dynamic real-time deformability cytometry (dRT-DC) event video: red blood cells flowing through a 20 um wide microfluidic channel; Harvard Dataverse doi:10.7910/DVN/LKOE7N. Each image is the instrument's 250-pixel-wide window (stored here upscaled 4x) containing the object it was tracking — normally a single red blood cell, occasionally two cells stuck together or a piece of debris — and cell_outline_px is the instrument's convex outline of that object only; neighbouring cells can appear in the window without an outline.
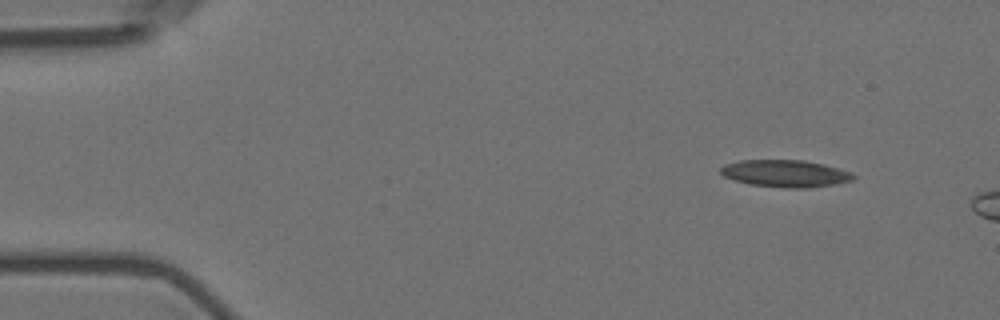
{"species": "Egyptian fruit bat (a non-hibernating species)", "species_latin": "Rousettus aegyptiacus", "temperature_condition": "room temperature", "stored_images_in_passage": 3, "camera_frame_rate_fps": 3000, "um_per_image_px": 0.085, "animal": {"sex": "female"}, "frame": {"image": 1, "passage_image": 1, "time_ms": 0.0, "image_size_px": [1000, 320], "cell_outline_px": [[856, 176], [852, 180], [836, 184], [812, 188], [784, 188], [752, 184], [732, 180], [724, 176], [720, 172], [720, 168], [724, 164], [740, 160], [804, 160], [824, 164], [848, 172]], "centroid_in_image_um": [66.72, 14.75], "position_along_channel_um": 18.3, "area_um2": 20.98}}